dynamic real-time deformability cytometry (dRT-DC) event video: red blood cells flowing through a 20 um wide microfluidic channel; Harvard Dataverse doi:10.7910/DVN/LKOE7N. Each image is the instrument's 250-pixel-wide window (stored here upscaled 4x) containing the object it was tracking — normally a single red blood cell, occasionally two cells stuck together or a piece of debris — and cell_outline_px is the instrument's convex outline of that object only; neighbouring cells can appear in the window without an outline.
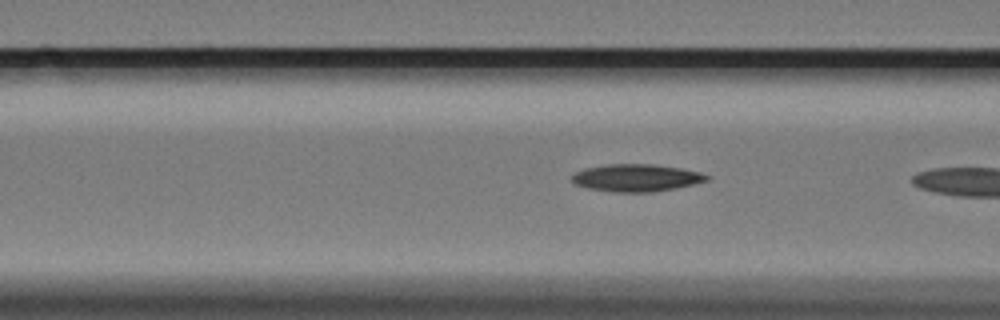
{"species": "Egyptian fruit bat (a non-hibernating species)", "species_latin": "Rousettus aegyptiacus", "temperature_condition": "cold", "stored_images_in_passage": 50, "camera_frame_rate_fps": 3000, "um_per_image_px": 0.085, "animal": {"sex": "female"}, "frame": {"image": 1, "passage_image": 20, "time_ms": 6.333, "image_size_px": [1000, 320], "cell_outline_px": [[712, 176], [708, 180], [676, 188], [652, 192], [616, 192], [588, 188], [572, 184], [572, 176], [576, 172], [584, 168], [608, 164], [652, 164], [680, 168], [700, 172]], "centroid_in_image_um": [54.08, 15.11], "position_along_channel_um": 112.5, "area_um2": 21.5}}
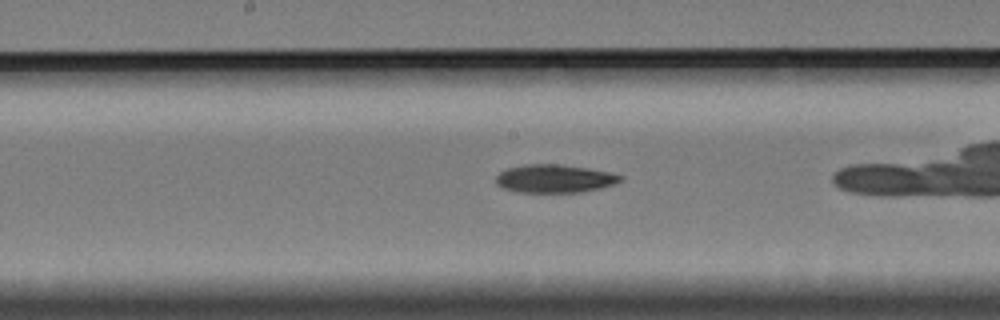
{"frame": {"image": 2, "passage_image": 28, "time_ms": 9.0, "image_size_px": [1000, 320], "cell_outline_px": [[624, 176], [620, 180], [612, 184], [600, 188], [580, 192], [516, 192], [504, 188], [496, 184], [496, 176], [500, 172], [508, 168], [524, 164], [556, 164], [584, 168], [608, 172]], "centroid_in_image_um": [47.08, 15.18], "position_along_channel_um": 201.1, "area_um2": 20.11}}
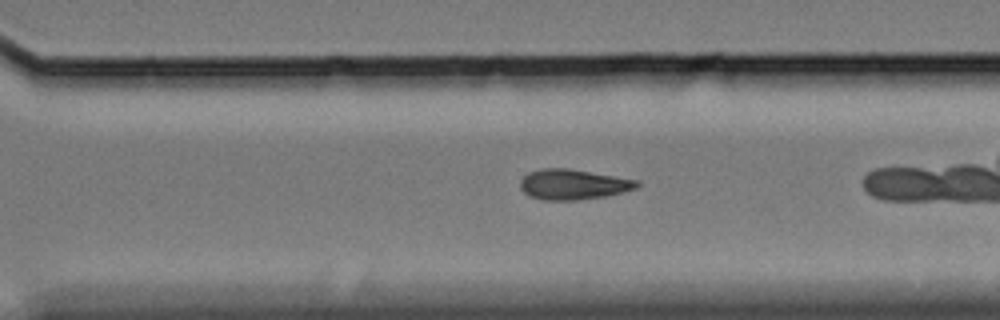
{"frame": {"image": 3, "passage_image": 39, "time_ms": 12.667, "image_size_px": [1000, 320], "cell_outline_px": [[640, 184], [636, 188], [604, 196], [576, 200], [544, 200], [528, 196], [520, 188], [520, 180], [528, 172], [540, 168], [568, 168], [640, 180]], "centroid_in_image_um": [48.69, 15.66], "position_along_channel_um": 321.9, "area_um2": 20.63}}